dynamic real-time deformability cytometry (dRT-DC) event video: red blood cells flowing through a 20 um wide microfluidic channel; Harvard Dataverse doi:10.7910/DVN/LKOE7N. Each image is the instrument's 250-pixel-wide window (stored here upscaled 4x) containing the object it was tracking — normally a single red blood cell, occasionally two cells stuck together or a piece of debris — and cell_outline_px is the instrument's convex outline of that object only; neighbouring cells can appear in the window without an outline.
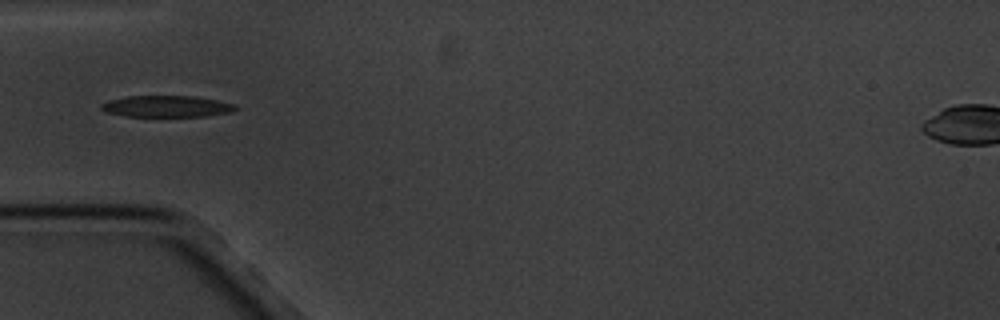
{"species": "common noctule bat (a hibernating species)", "species_latin": "Nyctalus noctula", "temperature_condition": "cold", "stored_images_in_passage": 5, "camera_frame_rate_fps": 3000, "um_per_image_px": 0.085, "animal": {"sex": "male", "body_mass_g": 20.1, "forearm_length_mm": 53.5}, "frame": {"image": 1, "passage_image": 4, "time_ms": 4.333, "image_size_px": [1000, 320], "cell_outline_px": [[240, 108], [232, 112], [204, 116], [124, 116], [108, 112], [100, 108], [100, 104], [108, 100], [128, 96], [196, 96], [236, 104]], "centroid_in_image_um": [14.2, 9.03], "position_along_channel_um": 70.8, "area_um2": 16.82}}
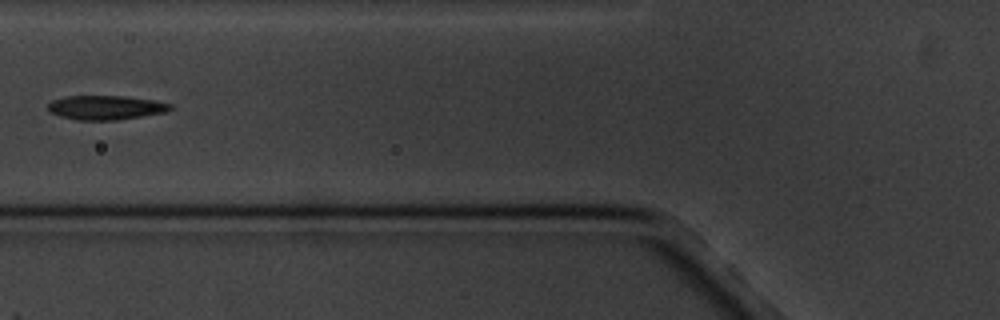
{"frame": {"image": 2, "passage_image": 5, "time_ms": 5.667, "image_size_px": [1000, 320], "cell_outline_px": [[172, 108], [168, 112], [144, 116], [116, 120], [76, 120], [60, 116], [48, 112], [48, 104], [52, 100], [64, 96], [124, 96], [152, 100], [172, 104]], "centroid_in_image_um": [8.98, 9.14], "position_along_channel_um": 116.8, "area_um2": 17.4}}